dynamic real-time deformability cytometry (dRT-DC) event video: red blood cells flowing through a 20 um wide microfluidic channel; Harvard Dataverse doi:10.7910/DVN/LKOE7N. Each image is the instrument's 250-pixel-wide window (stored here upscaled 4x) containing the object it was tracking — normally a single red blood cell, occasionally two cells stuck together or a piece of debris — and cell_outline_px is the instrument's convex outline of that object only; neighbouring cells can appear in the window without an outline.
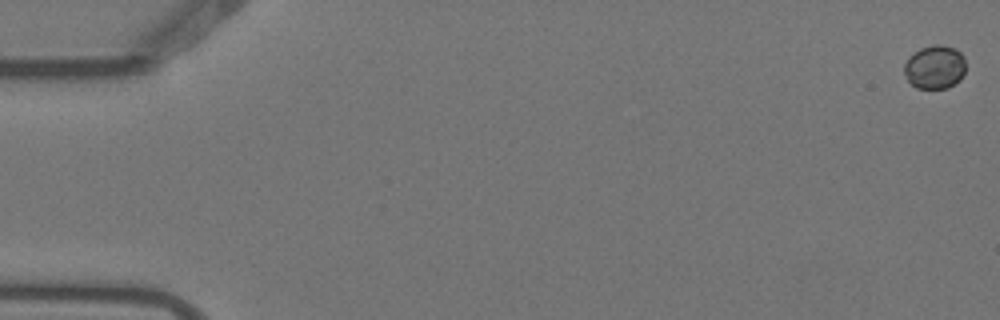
{"species": "Egyptian fruit bat (a non-hibernating species)", "species_latin": "Rousettus aegyptiacus", "temperature_condition": "warm", "stored_images_in_passage": 7, "camera_frame_rate_fps": 3000, "um_per_image_px": 0.085, "animal": {"sex": "female"}, "frame": {"image": 1, "passage_image": 1, "time_ms": 0.0, "image_size_px": [1000, 320], "cell_outline_px": [[964, 72], [960, 80], [948, 88], [916, 88], [908, 80], [904, 72], [904, 64], [908, 56], [920, 48], [932, 44], [940, 44], [952, 48], [960, 52], [964, 56]], "centroid_in_image_um": [79.44, 5.69], "position_along_channel_um": 5.6, "area_um2": 15.66}}
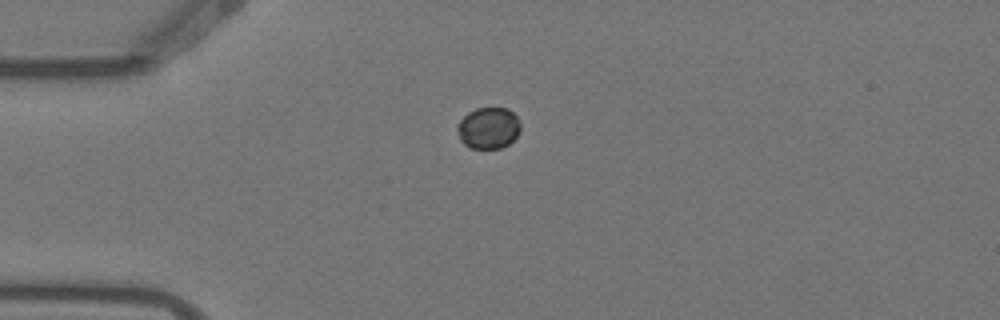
{"frame": {"image": 2, "passage_image": 5, "time_ms": 1.333, "image_size_px": [1000, 320], "cell_outline_px": [[520, 132], [508, 144], [500, 148], [472, 148], [464, 144], [460, 140], [456, 128], [460, 120], [468, 112], [476, 108], [508, 108], [516, 116], [520, 124]], "centroid_in_image_um": [41.51, 10.87], "position_along_channel_um": 43.5, "area_um2": 15.2}}
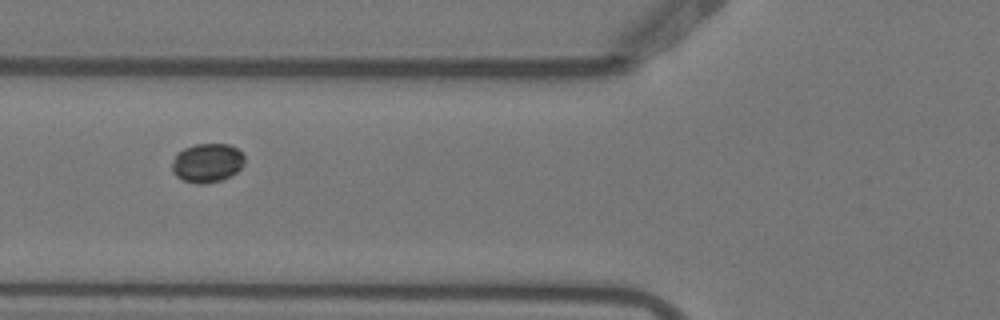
{"frame": {"image": 3, "passage_image": 7, "time_ms": 2.0, "image_size_px": [1000, 320], "cell_outline_px": [[244, 164], [232, 176], [220, 180], [204, 184], [196, 184], [184, 180], [176, 176], [172, 172], [172, 164], [176, 152], [184, 148], [196, 144], [228, 144], [236, 148], [244, 156]], "centroid_in_image_um": [17.6, 13.85], "position_along_channel_um": 108.2, "area_um2": 16.53}}